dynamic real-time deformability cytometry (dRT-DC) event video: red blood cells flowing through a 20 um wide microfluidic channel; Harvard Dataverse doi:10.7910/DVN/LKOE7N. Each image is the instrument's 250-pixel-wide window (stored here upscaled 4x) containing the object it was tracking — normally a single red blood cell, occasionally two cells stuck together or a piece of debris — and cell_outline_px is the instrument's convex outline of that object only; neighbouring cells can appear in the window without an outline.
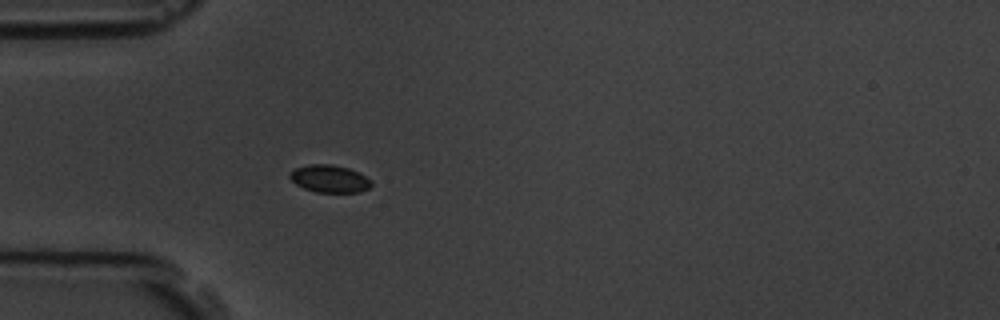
{"species": "common noctule bat (a hibernating species)", "species_latin": "Nyctalus noctula", "temperature_condition": "room temperature", "stored_images_in_passage": 5, "camera_frame_rate_fps": 3000, "um_per_image_px": 0.085, "animal": {"sex": "male", "body_mass_g": 19.5, "forearm_length_mm": 54.6}, "frame": {"image": 1, "passage_image": 5, "time_ms": 5.667, "image_size_px": [1000, 320], "cell_outline_px": [[372, 184], [368, 188], [360, 192], [316, 192], [304, 188], [296, 184], [288, 176], [296, 168], [308, 164], [332, 164], [348, 168], [360, 172], [372, 180]], "centroid_in_image_um": [28.04, 15.19], "position_along_channel_um": 57.0, "area_um2": 13.06}}